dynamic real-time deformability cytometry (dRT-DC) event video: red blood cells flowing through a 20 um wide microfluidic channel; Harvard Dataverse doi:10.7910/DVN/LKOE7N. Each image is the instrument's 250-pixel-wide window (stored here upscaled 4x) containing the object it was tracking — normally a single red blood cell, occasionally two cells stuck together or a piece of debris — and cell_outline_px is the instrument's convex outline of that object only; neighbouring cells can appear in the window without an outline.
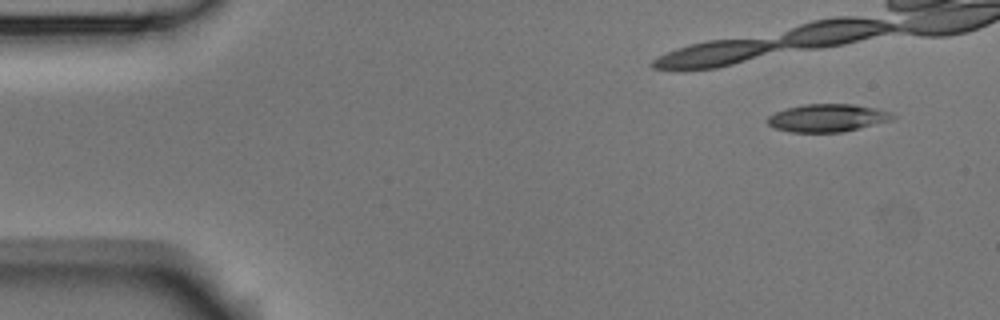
{"species": "Egyptian fruit bat (a non-hibernating species)", "species_latin": "Rousettus aegyptiacus", "temperature_condition": "room temperature", "stored_images_in_passage": 5, "segment_of_instrument_passage": [2, 2], "camera_frame_rate_fps": 3000, "um_per_image_px": 0.085, "animal": {"sex": "male"}, "frame": {"image": 1, "passage_image": 5, "time_ms": 1.333, "image_size_px": [1000, 320], "cell_outline_px": [[896, 116], [892, 120], [844, 132], [792, 132], [776, 128], [768, 124], [768, 116], [776, 112], [788, 108], [804, 104], [852, 104], [876, 108], [892, 112]], "centroid_in_image_um": [70.38, 10.02], "position_along_channel_um": 14.6, "area_um2": 20.17}}